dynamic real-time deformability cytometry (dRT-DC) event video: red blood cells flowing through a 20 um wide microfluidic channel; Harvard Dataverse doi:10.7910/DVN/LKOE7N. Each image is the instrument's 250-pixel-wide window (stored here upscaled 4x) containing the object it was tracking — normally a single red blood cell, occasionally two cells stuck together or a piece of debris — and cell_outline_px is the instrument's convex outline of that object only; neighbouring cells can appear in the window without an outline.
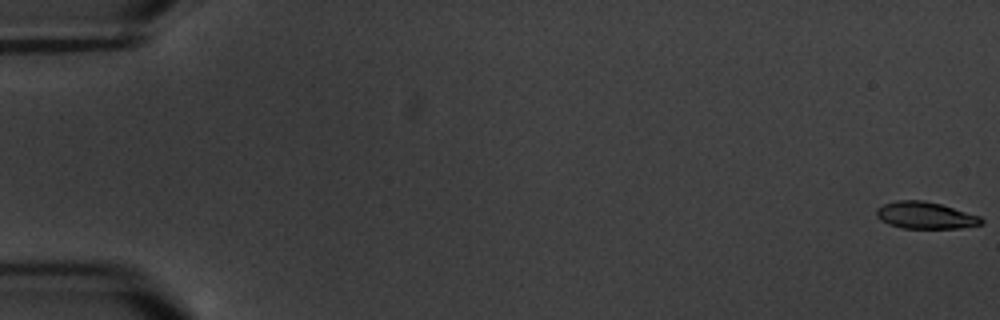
{"species": "common noctule bat (a hibernating species)", "species_latin": "Nyctalus noctula", "temperature_condition": "warm", "stored_images_in_passage": 7, "camera_frame_rate_fps": 3000, "um_per_image_px": 0.085, "animal": {"sex": "male", "body_mass_g": 20.1, "forearm_length_mm": 53.5}, "frame": {"image": 1, "passage_image": 1, "time_ms": 0.0, "image_size_px": [1000, 320], "cell_outline_px": [[984, 224], [960, 228], [904, 228], [888, 224], [880, 220], [876, 216], [876, 208], [884, 204], [896, 200], [924, 200], [940, 204], [980, 216], [984, 220]], "centroid_in_image_um": [78.65, 18.3], "position_along_channel_um": 6.4, "area_um2": 16.47}}